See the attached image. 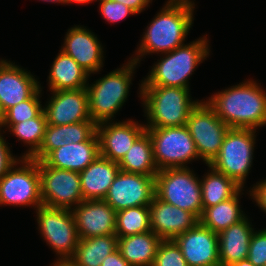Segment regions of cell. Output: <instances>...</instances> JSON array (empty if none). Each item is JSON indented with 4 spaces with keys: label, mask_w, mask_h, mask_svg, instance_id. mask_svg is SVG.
Listing matches in <instances>:
<instances>
[{
    "label": "cell",
    "mask_w": 266,
    "mask_h": 266,
    "mask_svg": "<svg viewBox=\"0 0 266 266\" xmlns=\"http://www.w3.org/2000/svg\"><path fill=\"white\" fill-rule=\"evenodd\" d=\"M47 125L45 113L42 111L37 117L14 124L7 131L28 148L19 157L30 158L40 148Z\"/></svg>",
    "instance_id": "31"
},
{
    "label": "cell",
    "mask_w": 266,
    "mask_h": 266,
    "mask_svg": "<svg viewBox=\"0 0 266 266\" xmlns=\"http://www.w3.org/2000/svg\"><path fill=\"white\" fill-rule=\"evenodd\" d=\"M256 132L254 129L230 128L218 156L210 164L242 188L253 165Z\"/></svg>",
    "instance_id": "7"
},
{
    "label": "cell",
    "mask_w": 266,
    "mask_h": 266,
    "mask_svg": "<svg viewBox=\"0 0 266 266\" xmlns=\"http://www.w3.org/2000/svg\"><path fill=\"white\" fill-rule=\"evenodd\" d=\"M253 187L248 191L253 202L266 213V178L264 180L258 181Z\"/></svg>",
    "instance_id": "38"
},
{
    "label": "cell",
    "mask_w": 266,
    "mask_h": 266,
    "mask_svg": "<svg viewBox=\"0 0 266 266\" xmlns=\"http://www.w3.org/2000/svg\"><path fill=\"white\" fill-rule=\"evenodd\" d=\"M99 139L97 125L92 121H82L68 125H47L40 148L30 157L42 161L51 151L71 143Z\"/></svg>",
    "instance_id": "21"
},
{
    "label": "cell",
    "mask_w": 266,
    "mask_h": 266,
    "mask_svg": "<svg viewBox=\"0 0 266 266\" xmlns=\"http://www.w3.org/2000/svg\"><path fill=\"white\" fill-rule=\"evenodd\" d=\"M31 207L43 205L38 161L20 159L0 178V206Z\"/></svg>",
    "instance_id": "8"
},
{
    "label": "cell",
    "mask_w": 266,
    "mask_h": 266,
    "mask_svg": "<svg viewBox=\"0 0 266 266\" xmlns=\"http://www.w3.org/2000/svg\"><path fill=\"white\" fill-rule=\"evenodd\" d=\"M103 48L97 34L82 25L68 29L61 46L90 75L99 73L104 66Z\"/></svg>",
    "instance_id": "16"
},
{
    "label": "cell",
    "mask_w": 266,
    "mask_h": 266,
    "mask_svg": "<svg viewBox=\"0 0 266 266\" xmlns=\"http://www.w3.org/2000/svg\"><path fill=\"white\" fill-rule=\"evenodd\" d=\"M41 198L44 206L72 210L82 196L79 172L57 169L38 161Z\"/></svg>",
    "instance_id": "12"
},
{
    "label": "cell",
    "mask_w": 266,
    "mask_h": 266,
    "mask_svg": "<svg viewBox=\"0 0 266 266\" xmlns=\"http://www.w3.org/2000/svg\"><path fill=\"white\" fill-rule=\"evenodd\" d=\"M51 95L43 106L48 124L68 125L92 120L86 88L51 91Z\"/></svg>",
    "instance_id": "17"
},
{
    "label": "cell",
    "mask_w": 266,
    "mask_h": 266,
    "mask_svg": "<svg viewBox=\"0 0 266 266\" xmlns=\"http://www.w3.org/2000/svg\"><path fill=\"white\" fill-rule=\"evenodd\" d=\"M119 171L118 163L99 155L79 172L83 200H104Z\"/></svg>",
    "instance_id": "24"
},
{
    "label": "cell",
    "mask_w": 266,
    "mask_h": 266,
    "mask_svg": "<svg viewBox=\"0 0 266 266\" xmlns=\"http://www.w3.org/2000/svg\"><path fill=\"white\" fill-rule=\"evenodd\" d=\"M127 61L86 86L89 114L96 125L113 121L129 96L133 74L140 65L131 59Z\"/></svg>",
    "instance_id": "5"
},
{
    "label": "cell",
    "mask_w": 266,
    "mask_h": 266,
    "mask_svg": "<svg viewBox=\"0 0 266 266\" xmlns=\"http://www.w3.org/2000/svg\"><path fill=\"white\" fill-rule=\"evenodd\" d=\"M40 1H43V2H49V3H57V4H59V3H61V4H66V0H40Z\"/></svg>",
    "instance_id": "45"
},
{
    "label": "cell",
    "mask_w": 266,
    "mask_h": 266,
    "mask_svg": "<svg viewBox=\"0 0 266 266\" xmlns=\"http://www.w3.org/2000/svg\"><path fill=\"white\" fill-rule=\"evenodd\" d=\"M50 266H76L73 262L70 260H58L55 261Z\"/></svg>",
    "instance_id": "41"
},
{
    "label": "cell",
    "mask_w": 266,
    "mask_h": 266,
    "mask_svg": "<svg viewBox=\"0 0 266 266\" xmlns=\"http://www.w3.org/2000/svg\"><path fill=\"white\" fill-rule=\"evenodd\" d=\"M122 3L133 10L136 14H140L152 3L153 0H113Z\"/></svg>",
    "instance_id": "39"
},
{
    "label": "cell",
    "mask_w": 266,
    "mask_h": 266,
    "mask_svg": "<svg viewBox=\"0 0 266 266\" xmlns=\"http://www.w3.org/2000/svg\"><path fill=\"white\" fill-rule=\"evenodd\" d=\"M206 166L210 169L200 179L203 210L234 197L242 189L234 180L216 171L211 165Z\"/></svg>",
    "instance_id": "30"
},
{
    "label": "cell",
    "mask_w": 266,
    "mask_h": 266,
    "mask_svg": "<svg viewBox=\"0 0 266 266\" xmlns=\"http://www.w3.org/2000/svg\"><path fill=\"white\" fill-rule=\"evenodd\" d=\"M3 123H4V112L2 111L1 106H0V131L3 130L2 129Z\"/></svg>",
    "instance_id": "44"
},
{
    "label": "cell",
    "mask_w": 266,
    "mask_h": 266,
    "mask_svg": "<svg viewBox=\"0 0 266 266\" xmlns=\"http://www.w3.org/2000/svg\"><path fill=\"white\" fill-rule=\"evenodd\" d=\"M42 91V86L40 84V88L29 99L12 106L4 113V123L2 127L4 128V130H2L4 133L14 124L35 118L43 111L40 99Z\"/></svg>",
    "instance_id": "33"
},
{
    "label": "cell",
    "mask_w": 266,
    "mask_h": 266,
    "mask_svg": "<svg viewBox=\"0 0 266 266\" xmlns=\"http://www.w3.org/2000/svg\"><path fill=\"white\" fill-rule=\"evenodd\" d=\"M96 0H66V4L76 3V4H89Z\"/></svg>",
    "instance_id": "43"
},
{
    "label": "cell",
    "mask_w": 266,
    "mask_h": 266,
    "mask_svg": "<svg viewBox=\"0 0 266 266\" xmlns=\"http://www.w3.org/2000/svg\"><path fill=\"white\" fill-rule=\"evenodd\" d=\"M195 9L193 0H167L146 27L135 55L129 59L140 64L147 55L168 53L185 44Z\"/></svg>",
    "instance_id": "1"
},
{
    "label": "cell",
    "mask_w": 266,
    "mask_h": 266,
    "mask_svg": "<svg viewBox=\"0 0 266 266\" xmlns=\"http://www.w3.org/2000/svg\"><path fill=\"white\" fill-rule=\"evenodd\" d=\"M138 90L147 120L146 128L184 126L190 111L201 101L193 100L190 89L185 88L139 84Z\"/></svg>",
    "instance_id": "4"
},
{
    "label": "cell",
    "mask_w": 266,
    "mask_h": 266,
    "mask_svg": "<svg viewBox=\"0 0 266 266\" xmlns=\"http://www.w3.org/2000/svg\"><path fill=\"white\" fill-rule=\"evenodd\" d=\"M71 212L80 239L116 235V211L104 200H84Z\"/></svg>",
    "instance_id": "18"
},
{
    "label": "cell",
    "mask_w": 266,
    "mask_h": 266,
    "mask_svg": "<svg viewBox=\"0 0 266 266\" xmlns=\"http://www.w3.org/2000/svg\"><path fill=\"white\" fill-rule=\"evenodd\" d=\"M149 210L151 230L162 240H173L199 222L193 213L168 204L156 195Z\"/></svg>",
    "instance_id": "20"
},
{
    "label": "cell",
    "mask_w": 266,
    "mask_h": 266,
    "mask_svg": "<svg viewBox=\"0 0 266 266\" xmlns=\"http://www.w3.org/2000/svg\"><path fill=\"white\" fill-rule=\"evenodd\" d=\"M99 1V11L106 22L118 23L126 19L129 15H137L126 5L113 0H96Z\"/></svg>",
    "instance_id": "35"
},
{
    "label": "cell",
    "mask_w": 266,
    "mask_h": 266,
    "mask_svg": "<svg viewBox=\"0 0 266 266\" xmlns=\"http://www.w3.org/2000/svg\"><path fill=\"white\" fill-rule=\"evenodd\" d=\"M152 266H188L174 240H162Z\"/></svg>",
    "instance_id": "34"
},
{
    "label": "cell",
    "mask_w": 266,
    "mask_h": 266,
    "mask_svg": "<svg viewBox=\"0 0 266 266\" xmlns=\"http://www.w3.org/2000/svg\"><path fill=\"white\" fill-rule=\"evenodd\" d=\"M34 76L15 62L0 59V106L4 113L29 99L40 88V82Z\"/></svg>",
    "instance_id": "19"
},
{
    "label": "cell",
    "mask_w": 266,
    "mask_h": 266,
    "mask_svg": "<svg viewBox=\"0 0 266 266\" xmlns=\"http://www.w3.org/2000/svg\"><path fill=\"white\" fill-rule=\"evenodd\" d=\"M117 249L116 235L79 239L75 254L70 261L76 266H101L103 260Z\"/></svg>",
    "instance_id": "28"
},
{
    "label": "cell",
    "mask_w": 266,
    "mask_h": 266,
    "mask_svg": "<svg viewBox=\"0 0 266 266\" xmlns=\"http://www.w3.org/2000/svg\"><path fill=\"white\" fill-rule=\"evenodd\" d=\"M38 231L58 260H70L75 254L79 235L71 210L39 206L36 211Z\"/></svg>",
    "instance_id": "10"
},
{
    "label": "cell",
    "mask_w": 266,
    "mask_h": 266,
    "mask_svg": "<svg viewBox=\"0 0 266 266\" xmlns=\"http://www.w3.org/2000/svg\"><path fill=\"white\" fill-rule=\"evenodd\" d=\"M162 239L152 230L118 238V250L131 266H152Z\"/></svg>",
    "instance_id": "26"
},
{
    "label": "cell",
    "mask_w": 266,
    "mask_h": 266,
    "mask_svg": "<svg viewBox=\"0 0 266 266\" xmlns=\"http://www.w3.org/2000/svg\"><path fill=\"white\" fill-rule=\"evenodd\" d=\"M242 188L234 197L220 202L215 206L205 208L199 222L211 231L219 234L231 225L244 219L247 214L241 209L240 197L244 194Z\"/></svg>",
    "instance_id": "27"
},
{
    "label": "cell",
    "mask_w": 266,
    "mask_h": 266,
    "mask_svg": "<svg viewBox=\"0 0 266 266\" xmlns=\"http://www.w3.org/2000/svg\"><path fill=\"white\" fill-rule=\"evenodd\" d=\"M101 266H131L117 249L103 260Z\"/></svg>",
    "instance_id": "40"
},
{
    "label": "cell",
    "mask_w": 266,
    "mask_h": 266,
    "mask_svg": "<svg viewBox=\"0 0 266 266\" xmlns=\"http://www.w3.org/2000/svg\"><path fill=\"white\" fill-rule=\"evenodd\" d=\"M205 101L229 128L257 130L266 126V91L256 80L232 85Z\"/></svg>",
    "instance_id": "2"
},
{
    "label": "cell",
    "mask_w": 266,
    "mask_h": 266,
    "mask_svg": "<svg viewBox=\"0 0 266 266\" xmlns=\"http://www.w3.org/2000/svg\"><path fill=\"white\" fill-rule=\"evenodd\" d=\"M206 36L183 44L171 52L160 54L141 86H166L190 89L189 80L200 63L210 55V42Z\"/></svg>",
    "instance_id": "3"
},
{
    "label": "cell",
    "mask_w": 266,
    "mask_h": 266,
    "mask_svg": "<svg viewBox=\"0 0 266 266\" xmlns=\"http://www.w3.org/2000/svg\"><path fill=\"white\" fill-rule=\"evenodd\" d=\"M151 230L149 206L130 207L116 212L118 238Z\"/></svg>",
    "instance_id": "32"
},
{
    "label": "cell",
    "mask_w": 266,
    "mask_h": 266,
    "mask_svg": "<svg viewBox=\"0 0 266 266\" xmlns=\"http://www.w3.org/2000/svg\"><path fill=\"white\" fill-rule=\"evenodd\" d=\"M155 195L162 201L193 213L200 219L202 190L200 178L188 168H167L155 176Z\"/></svg>",
    "instance_id": "6"
},
{
    "label": "cell",
    "mask_w": 266,
    "mask_h": 266,
    "mask_svg": "<svg viewBox=\"0 0 266 266\" xmlns=\"http://www.w3.org/2000/svg\"><path fill=\"white\" fill-rule=\"evenodd\" d=\"M230 266H255V265L251 263L248 259H244V260L235 262L231 264Z\"/></svg>",
    "instance_id": "42"
},
{
    "label": "cell",
    "mask_w": 266,
    "mask_h": 266,
    "mask_svg": "<svg viewBox=\"0 0 266 266\" xmlns=\"http://www.w3.org/2000/svg\"><path fill=\"white\" fill-rule=\"evenodd\" d=\"M50 67L47 80L50 91L84 89L89 82V77H91L86 70L61 49Z\"/></svg>",
    "instance_id": "25"
},
{
    "label": "cell",
    "mask_w": 266,
    "mask_h": 266,
    "mask_svg": "<svg viewBox=\"0 0 266 266\" xmlns=\"http://www.w3.org/2000/svg\"><path fill=\"white\" fill-rule=\"evenodd\" d=\"M173 240L188 266H220L218 234L200 222Z\"/></svg>",
    "instance_id": "15"
},
{
    "label": "cell",
    "mask_w": 266,
    "mask_h": 266,
    "mask_svg": "<svg viewBox=\"0 0 266 266\" xmlns=\"http://www.w3.org/2000/svg\"><path fill=\"white\" fill-rule=\"evenodd\" d=\"M153 145V158L158 170L188 168L201 160L187 127L146 128Z\"/></svg>",
    "instance_id": "9"
},
{
    "label": "cell",
    "mask_w": 266,
    "mask_h": 266,
    "mask_svg": "<svg viewBox=\"0 0 266 266\" xmlns=\"http://www.w3.org/2000/svg\"><path fill=\"white\" fill-rule=\"evenodd\" d=\"M146 131L145 125L132 119L97 125L100 156L119 163L133 143Z\"/></svg>",
    "instance_id": "14"
},
{
    "label": "cell",
    "mask_w": 266,
    "mask_h": 266,
    "mask_svg": "<svg viewBox=\"0 0 266 266\" xmlns=\"http://www.w3.org/2000/svg\"><path fill=\"white\" fill-rule=\"evenodd\" d=\"M3 133L0 131V178L20 159L12 154L11 146H8L10 143L6 142Z\"/></svg>",
    "instance_id": "37"
},
{
    "label": "cell",
    "mask_w": 266,
    "mask_h": 266,
    "mask_svg": "<svg viewBox=\"0 0 266 266\" xmlns=\"http://www.w3.org/2000/svg\"><path fill=\"white\" fill-rule=\"evenodd\" d=\"M155 197V176L119 171L104 201L116 212L130 207L149 206Z\"/></svg>",
    "instance_id": "13"
},
{
    "label": "cell",
    "mask_w": 266,
    "mask_h": 266,
    "mask_svg": "<svg viewBox=\"0 0 266 266\" xmlns=\"http://www.w3.org/2000/svg\"><path fill=\"white\" fill-rule=\"evenodd\" d=\"M100 155L99 139L63 145L51 151L42 161L50 167L83 171Z\"/></svg>",
    "instance_id": "22"
},
{
    "label": "cell",
    "mask_w": 266,
    "mask_h": 266,
    "mask_svg": "<svg viewBox=\"0 0 266 266\" xmlns=\"http://www.w3.org/2000/svg\"><path fill=\"white\" fill-rule=\"evenodd\" d=\"M256 228L246 216L218 234L220 266L247 259L251 236Z\"/></svg>",
    "instance_id": "23"
},
{
    "label": "cell",
    "mask_w": 266,
    "mask_h": 266,
    "mask_svg": "<svg viewBox=\"0 0 266 266\" xmlns=\"http://www.w3.org/2000/svg\"><path fill=\"white\" fill-rule=\"evenodd\" d=\"M121 171L156 176L159 172L153 158V145L145 131L118 163Z\"/></svg>",
    "instance_id": "29"
},
{
    "label": "cell",
    "mask_w": 266,
    "mask_h": 266,
    "mask_svg": "<svg viewBox=\"0 0 266 266\" xmlns=\"http://www.w3.org/2000/svg\"><path fill=\"white\" fill-rule=\"evenodd\" d=\"M185 126L195 142L200 159L210 165L218 156L230 128L215 114L205 99L190 111Z\"/></svg>",
    "instance_id": "11"
},
{
    "label": "cell",
    "mask_w": 266,
    "mask_h": 266,
    "mask_svg": "<svg viewBox=\"0 0 266 266\" xmlns=\"http://www.w3.org/2000/svg\"><path fill=\"white\" fill-rule=\"evenodd\" d=\"M247 259L255 266H266V228L253 232Z\"/></svg>",
    "instance_id": "36"
}]
</instances>
